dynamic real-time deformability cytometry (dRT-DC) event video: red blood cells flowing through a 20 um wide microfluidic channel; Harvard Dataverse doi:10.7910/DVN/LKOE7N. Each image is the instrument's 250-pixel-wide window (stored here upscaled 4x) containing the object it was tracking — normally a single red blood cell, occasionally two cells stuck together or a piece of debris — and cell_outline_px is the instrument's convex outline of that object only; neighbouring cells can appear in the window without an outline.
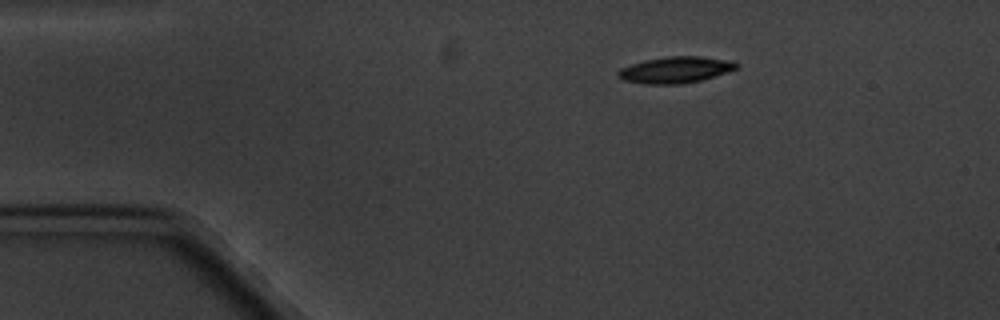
{"species": "common noctule bat (a hibernating species)", "species_latin": "Nyctalus noctula", "temperature_condition": "cold", "stored_images_in_passage": 3, "camera_frame_rate_fps": 3000, "um_per_image_px": 0.085, "animal": {"sex": "male", "body_mass_g": 20.1, "forearm_length_mm": 53.5}, "frame": {"image": 1, "passage_image": 1, "time_ms": 0.0, "image_size_px": [1000, 320], "cell_outline_px": [[740, 64], [736, 68], [700, 80], [680, 84], [644, 84], [624, 80], [616, 76], [616, 72], [620, 68], [644, 60], [668, 56], [700, 56], [724, 60]], "centroid_in_image_um": [57.31, 5.94], "position_along_channel_um": 27.7, "area_um2": 17.86}}